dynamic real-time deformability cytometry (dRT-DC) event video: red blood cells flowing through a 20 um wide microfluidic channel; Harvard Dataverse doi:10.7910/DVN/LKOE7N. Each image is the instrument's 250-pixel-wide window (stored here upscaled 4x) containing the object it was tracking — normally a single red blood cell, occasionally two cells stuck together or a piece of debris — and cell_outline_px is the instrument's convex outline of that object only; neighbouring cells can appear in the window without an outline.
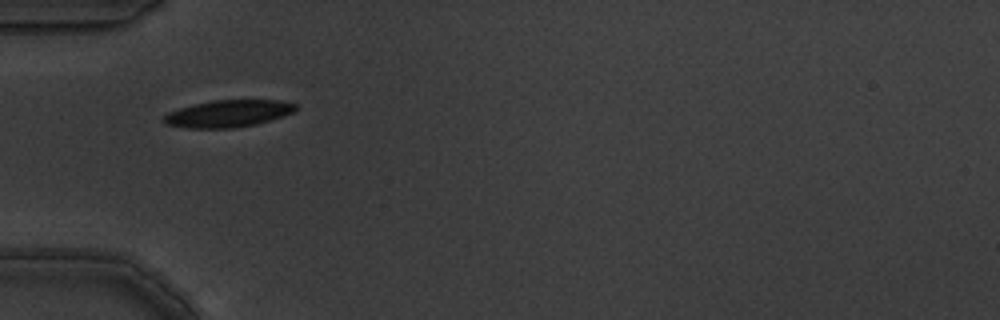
{"species": "common noctule bat (a hibernating species)", "species_latin": "Nyctalus noctula", "temperature_condition": "warm", "stored_images_in_passage": 11, "camera_frame_rate_fps": 3000, "um_per_image_px": 0.085, "animal": {"sex": "male", "body_mass_g": 19.5, "forearm_length_mm": 54.6}, "frame": {"image": 1, "passage_image": 1, "time_ms": 0.0, "image_size_px": [1000, 320], "cell_outline_px": [[296, 108], [292, 112], [284, 116], [256, 124], [232, 128], [188, 128], [164, 124], [160, 120], [168, 112], [180, 108], [212, 100], [280, 100], [296, 104]], "centroid_in_image_um": [19.36, 9.66], "position_along_channel_um": 65.6, "area_um2": 20.75}}
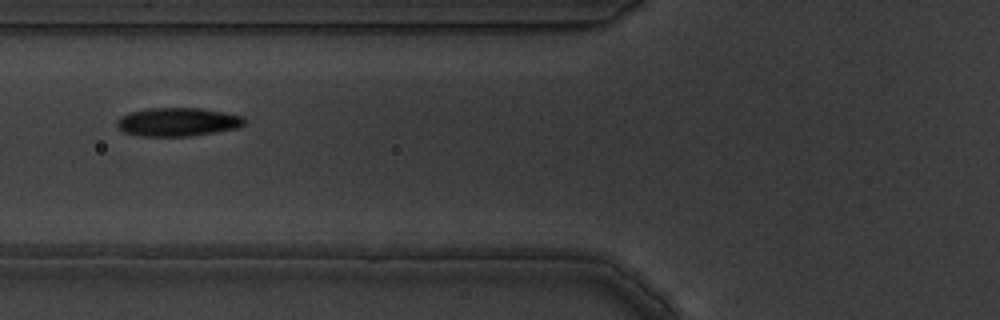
{"frame": {"image": 2, "passage_image": 2, "time_ms": 0.333, "image_size_px": [1000, 320], "cell_outline_px": [[244, 124], [240, 128], [192, 136], [140, 136], [124, 132], [116, 124], [116, 120], [120, 116], [128, 112], [148, 108], [200, 108], [224, 112], [244, 116]], "centroid_in_image_um": [15.11, 10.36], "position_along_channel_um": 110.7, "area_um2": 21.39}}
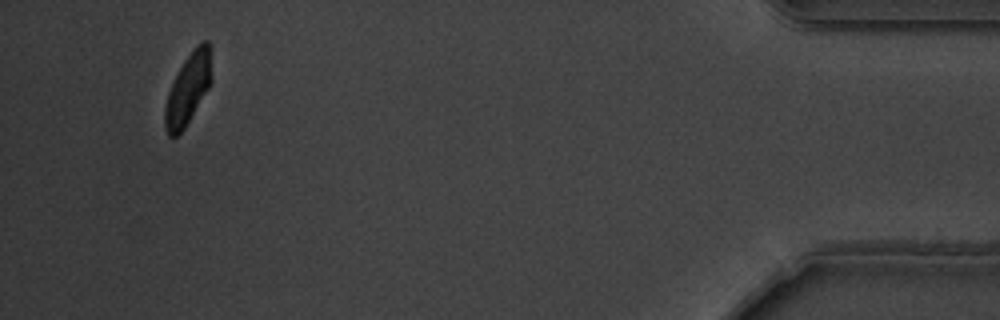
{"frame": {"image": 3, "passage_image": 10, "time_ms": 3.0, "image_size_px": [1000, 320], "cell_outline_px": [[212, 80], [208, 88], [184, 128], [176, 136], [168, 136], [164, 128], [164, 108], [168, 92], [184, 60], [196, 44], [200, 40], [208, 40]], "centroid_in_image_um": [15.97, 7.54], "position_along_channel_um": 419.2, "area_um2": 19.02}}